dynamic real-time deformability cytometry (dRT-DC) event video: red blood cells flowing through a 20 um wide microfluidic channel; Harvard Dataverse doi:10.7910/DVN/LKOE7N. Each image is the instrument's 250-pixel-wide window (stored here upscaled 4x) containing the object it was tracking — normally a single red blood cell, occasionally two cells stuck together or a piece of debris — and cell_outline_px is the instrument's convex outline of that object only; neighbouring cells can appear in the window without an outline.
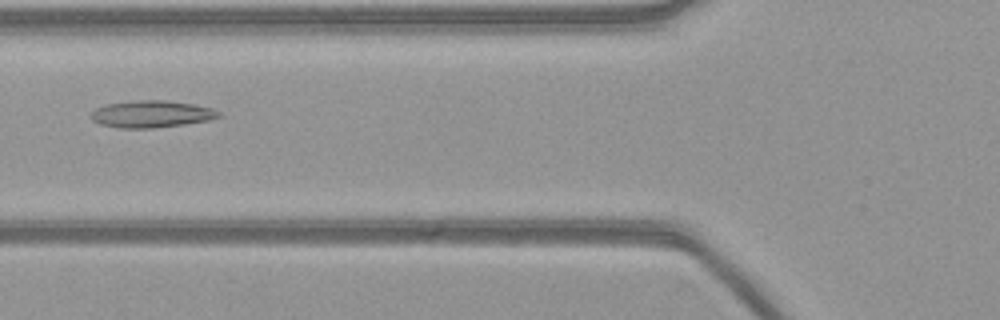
{"species": "common noctule bat (a hibernating species)", "species_latin": "Nyctalus noctula", "temperature_condition": "warm", "stored_images_in_passage": 50, "camera_frame_rate_fps": 3000, "um_per_image_px": 0.085, "animal": {"sex": "female", "body_mass_g": 21.9}, "frame": {"image": 1, "passage_image": 16, "time_ms": 5.0, "image_size_px": [1000, 320], "cell_outline_px": [[220, 116], [208, 120], [184, 124], [152, 128], [120, 128], [100, 124], [92, 120], [88, 116], [96, 108], [108, 104], [132, 100], [164, 100], [196, 104], [212, 108], [220, 112]], "centroid_in_image_um": [12.85, 9.69], "position_along_channel_um": 112.9, "area_um2": 20.11}}
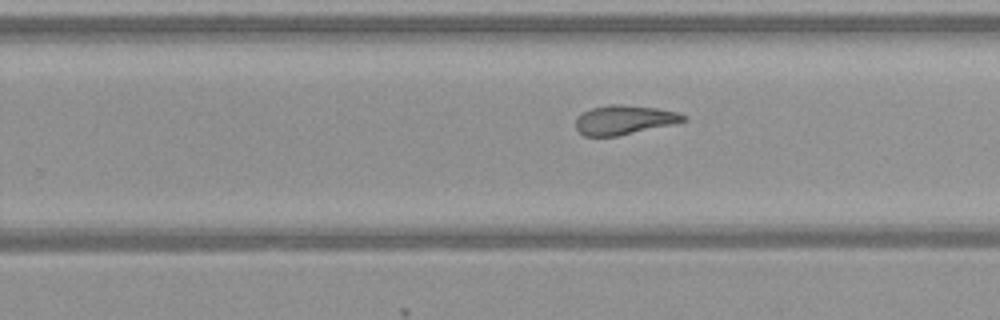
{"frame": {"image": 2, "passage_image": 29, "time_ms": 9.333, "image_size_px": [1000, 320], "cell_outline_px": [[688, 120], [676, 124], [616, 136], [584, 136], [576, 128], [576, 120], [584, 112], [592, 108], [608, 104], [620, 104], [656, 108], [676, 112], [688, 116]], "centroid_in_image_um": [53.11, 10.19], "position_along_channel_um": 276.7, "area_um2": 18.32}}
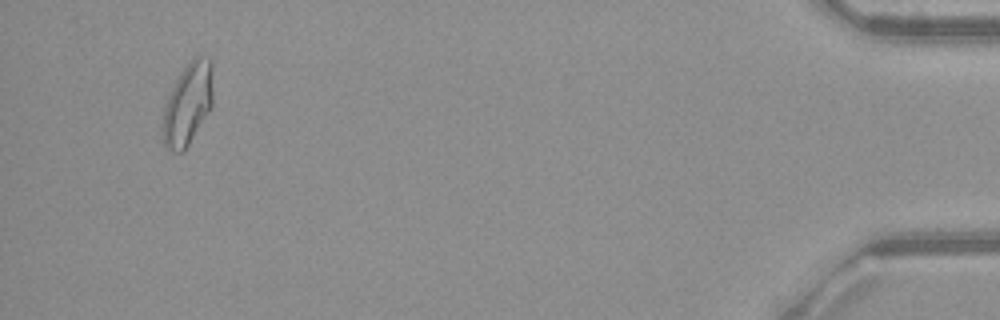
{"frame": {"image": 3, "passage_image": 47, "time_ms": 15.333, "image_size_px": [1000, 320], "cell_outline_px": [[212, 108], [184, 152], [172, 152], [164, 144], [164, 108], [168, 96], [180, 72], [188, 60], [196, 52], [208, 56], [212, 60]], "centroid_in_image_um": [16.01, 8.75], "position_along_channel_um": 419.2, "area_um2": 24.39}}